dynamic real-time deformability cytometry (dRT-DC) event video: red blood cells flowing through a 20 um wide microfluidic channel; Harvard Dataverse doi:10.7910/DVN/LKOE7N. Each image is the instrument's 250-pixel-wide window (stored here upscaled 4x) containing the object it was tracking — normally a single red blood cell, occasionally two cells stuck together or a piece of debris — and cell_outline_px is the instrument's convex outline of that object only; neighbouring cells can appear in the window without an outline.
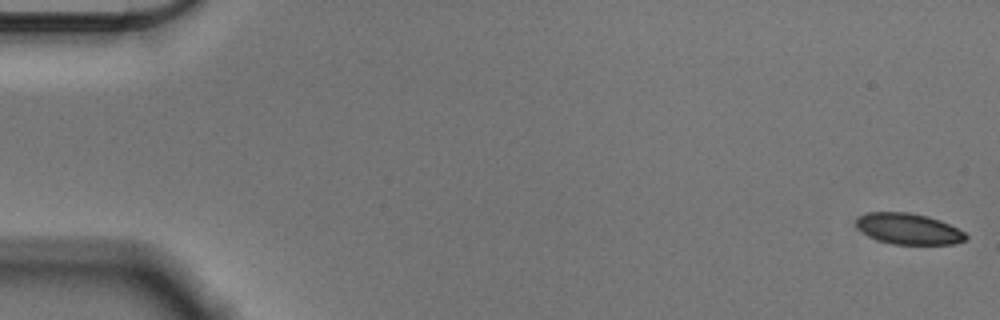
{"species": "Egyptian fruit bat (a non-hibernating species)", "species_latin": "Rousettus aegyptiacus", "temperature_condition": "cold", "stored_images_in_passage": 56, "camera_frame_rate_fps": 3000, "um_per_image_px": 0.085, "animal": {"sex": "male"}, "frame": {"image": 1, "passage_image": 1, "time_ms": 0.0, "image_size_px": [1000, 320], "cell_outline_px": [[968, 236], [964, 240], [952, 244], [892, 244], [876, 240], [868, 236], [856, 228], [856, 220], [860, 216], [868, 212], [908, 212], [928, 216], [940, 220], [964, 232]], "centroid_in_image_um": [77.18, 19.45], "position_along_channel_um": 7.8, "area_um2": 19.77}}
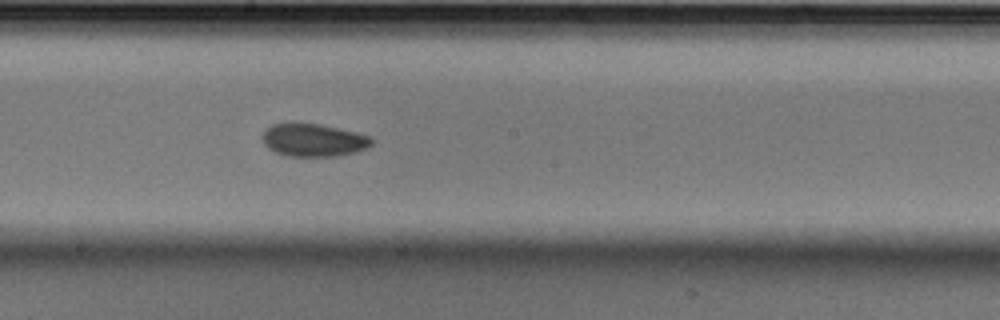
{"frame": {"image": 2, "passage_image": 31, "time_ms": 10.0, "image_size_px": [1000, 320], "cell_outline_px": [[372, 144], [368, 148], [340, 156], [288, 156], [276, 152], [268, 148], [264, 144], [264, 128], [272, 124], [288, 120], [320, 124], [356, 132], [372, 136]], "centroid_in_image_um": [26.62, 11.87], "position_along_channel_um": 221.6, "area_um2": 21.44}}
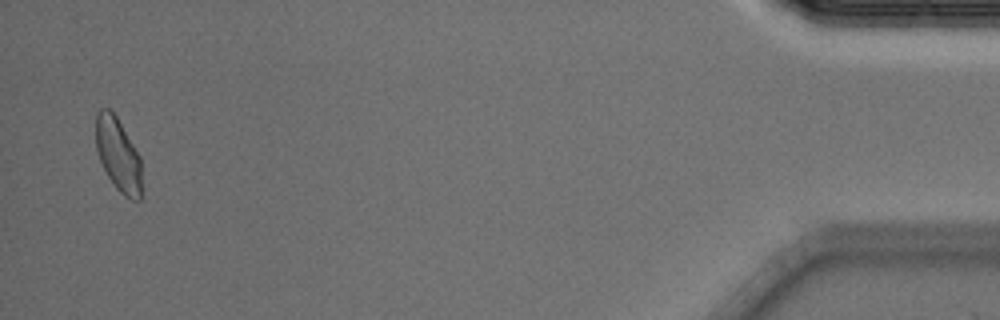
{"frame": {"image": 3, "passage_image": 55, "time_ms": 18.0, "image_size_px": [1000, 320], "cell_outline_px": [[140, 200], [132, 200], [124, 196], [116, 188], [108, 176], [100, 160], [96, 148], [96, 112], [100, 108], [108, 108], [116, 116], [140, 156]], "centroid_in_image_um": [10.02, 13.13], "position_along_channel_um": 425.2, "area_um2": 19.31}, "authors_computed_cell_mechanics": {"area_um2": 20.5768, "velocity_mm_per_s": 3.5805, "shape_relaxation_time_tau1_ms": 4.2412, "shape_relaxation_time_tau2_ms": 4.4837, "deformation_change_tau1": 0.0879, "deformation_change_tau2": 0.0767}}